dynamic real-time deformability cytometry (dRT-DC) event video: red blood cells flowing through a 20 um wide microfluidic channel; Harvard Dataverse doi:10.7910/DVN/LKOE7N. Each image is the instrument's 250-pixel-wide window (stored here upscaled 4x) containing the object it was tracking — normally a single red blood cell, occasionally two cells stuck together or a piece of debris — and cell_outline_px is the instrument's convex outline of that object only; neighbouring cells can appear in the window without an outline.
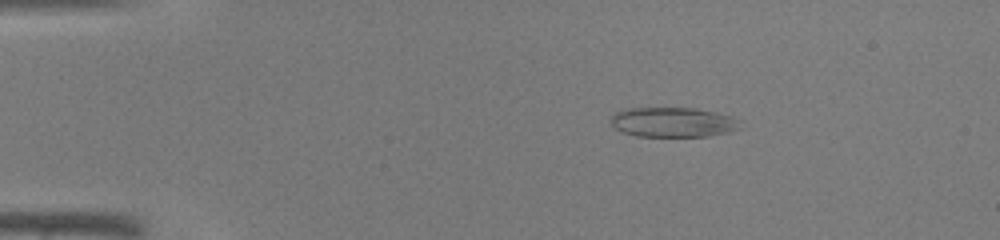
{"species": "common noctule bat (a hibernating species)", "species_latin": "Nyctalus noctula", "temperature_condition": "warm", "stored_images_in_passage": 38, "camera_frame_rate_fps": 3000, "um_per_image_px": 0.085, "animal": {"sex": "male", "body_mass_g": 19.0, "forearm_length_mm": 50.8}, "frame": {"image": 1, "passage_image": 1, "time_ms": 0.0, "image_size_px": [1000, 240], "cell_outline_px": [[744, 128], [728, 132], [708, 136], [636, 136], [624, 132], [616, 128], [612, 124], [612, 112], [628, 108], [692, 108], [716, 112], [740, 120]], "centroid_in_image_um": [57.24, 10.38], "position_along_channel_um": 27.8, "area_um2": 22.48}}
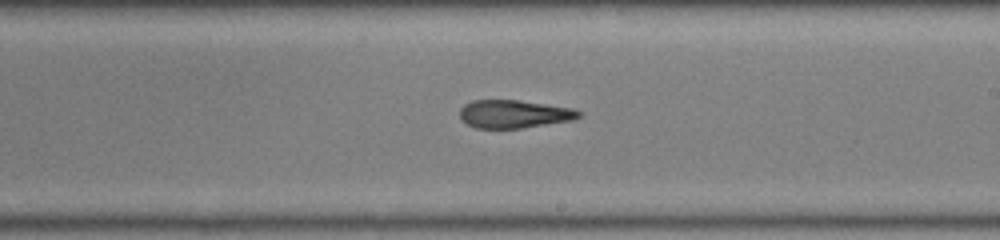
{"frame": {"image": 2, "passage_image": 20, "time_ms": 6.333, "image_size_px": [1000, 240], "cell_outline_px": [[584, 112], [580, 116], [568, 120], [520, 128], [476, 128], [468, 124], [460, 116], [460, 108], [464, 104], [472, 100], [516, 100], [572, 108]], "centroid_in_image_um": [43.65, 9.68], "position_along_channel_um": 245.3, "area_um2": 19.07}}
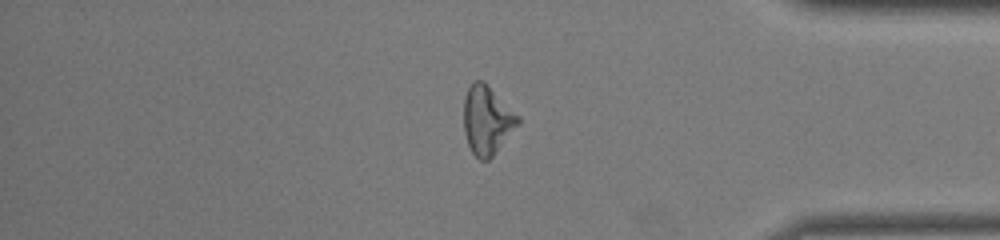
{"frame": {"image": 3, "passage_image": 31, "time_ms": 10.0, "image_size_px": [1000, 240], "cell_outline_px": [[520, 124], [492, 156], [488, 160], [480, 160], [472, 152], [468, 144], [464, 132], [464, 96], [468, 88], [476, 80], [484, 80], [520, 116]], "centroid_in_image_um": [41.41, 10.19], "position_along_channel_um": 393.8, "area_um2": 21.79}}